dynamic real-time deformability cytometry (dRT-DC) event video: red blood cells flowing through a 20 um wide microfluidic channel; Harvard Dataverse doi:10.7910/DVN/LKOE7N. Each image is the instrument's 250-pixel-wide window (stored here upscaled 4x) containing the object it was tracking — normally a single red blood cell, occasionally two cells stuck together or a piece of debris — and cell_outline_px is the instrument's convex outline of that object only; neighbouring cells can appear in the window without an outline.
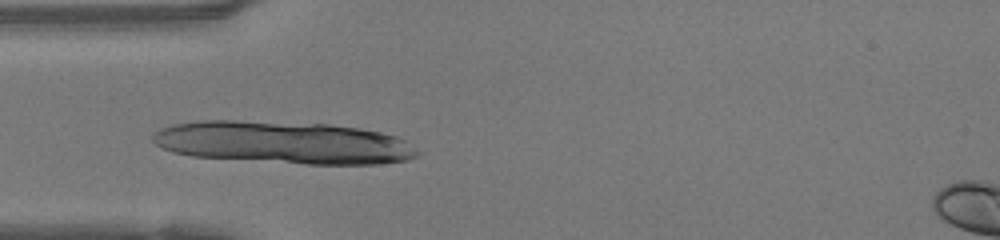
{"species": "human", "species_latin": "Homo sapiens", "temperature_condition": "warm", "stored_images_in_passage": 26, "camera_frame_rate_fps": 3000, "um_per_image_px": 0.085, "donor": {"sex": "female"}, "frame": {"image": 1, "passage_image": 1, "time_ms": 0.0, "image_size_px": [1000, 240], "cell_outline_px": [[420, 152], [416, 156], [408, 160], [376, 164], [304, 164], [192, 156], [172, 152], [160, 148], [152, 140], [152, 136], [160, 128], [172, 124], [200, 120], [232, 120], [328, 124], [360, 128], [380, 132], [396, 136], [404, 140]], "centroid_in_image_um": [24.06, 12.11], "position_along_channel_um": 60.9, "area_um2": 65.55}}
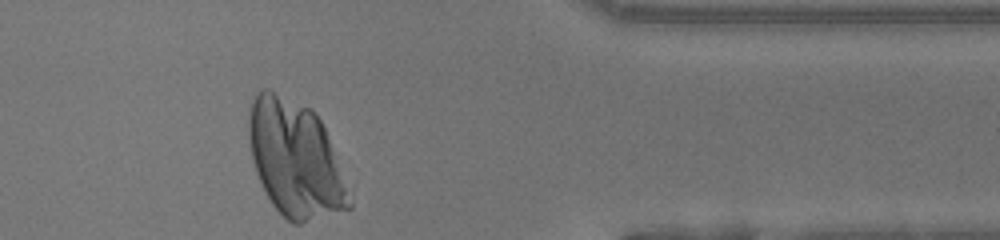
{"frame": {"image": 2, "passage_image": 26, "time_ms": 8.333, "image_size_px": [1000, 240], "cell_outline_px": [[352, 208], [300, 224], [292, 224], [272, 204], [256, 172], [252, 160], [248, 132], [248, 116], [252, 100], [260, 88], [268, 88], [312, 108], [320, 120], [324, 128], [352, 200]], "centroid_in_image_um": [25.07, 13.5], "position_along_channel_um": 386.3, "area_um2": 67.63}}